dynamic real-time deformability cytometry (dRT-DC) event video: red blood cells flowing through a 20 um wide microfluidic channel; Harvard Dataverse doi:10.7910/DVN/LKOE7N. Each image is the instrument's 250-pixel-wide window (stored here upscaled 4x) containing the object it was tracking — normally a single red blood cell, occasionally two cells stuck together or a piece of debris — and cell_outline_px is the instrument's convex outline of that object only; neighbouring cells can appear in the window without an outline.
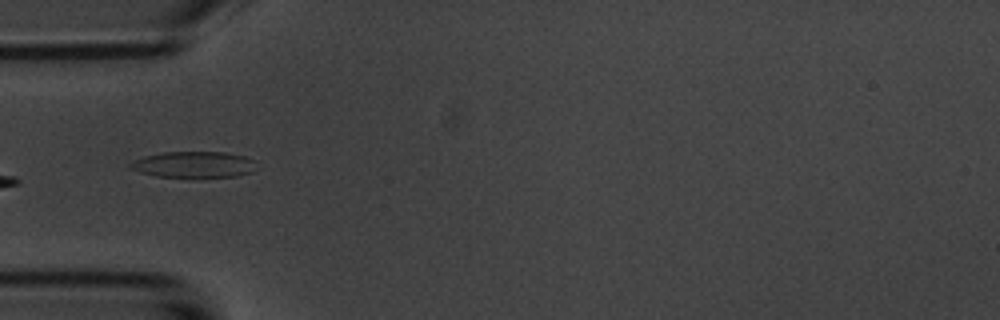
{"species": "common noctule bat (a hibernating species)", "species_latin": "Nyctalus noctula", "temperature_condition": "room temperature", "stored_images_in_passage": 15, "camera_frame_rate_fps": 3000, "um_per_image_px": 0.085, "animal": {"sex": "male", "body_mass_g": 20.1, "forearm_length_mm": 53.5}, "frame": {"image": 1, "passage_image": 5, "time_ms": 5.667, "image_size_px": [1000, 320], "cell_outline_px": [[256, 160], [252, 172], [236, 176], [192, 180], [188, 180], [156, 176], [140, 172], [132, 168], [128, 164], [132, 160], [144, 156], [164, 152], [224, 152], [248, 156]], "centroid_in_image_um": [16.49, 14.03], "position_along_channel_um": 68.5, "area_um2": 20.23}}
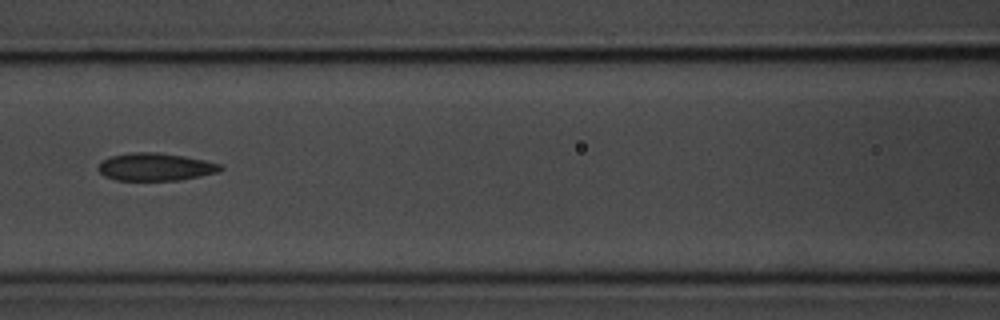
{"frame": {"image": 2, "passage_image": 7, "time_ms": 8.0, "image_size_px": [1000, 320], "cell_outline_px": [[224, 168], [216, 172], [200, 176], [180, 180], [116, 180], [104, 176], [96, 168], [100, 160], [108, 156], [128, 152], [156, 152], [184, 156], [204, 160], [220, 164]], "centroid_in_image_um": [13.13, 14.17], "position_along_channel_um": 153.5, "area_um2": 19.88}}
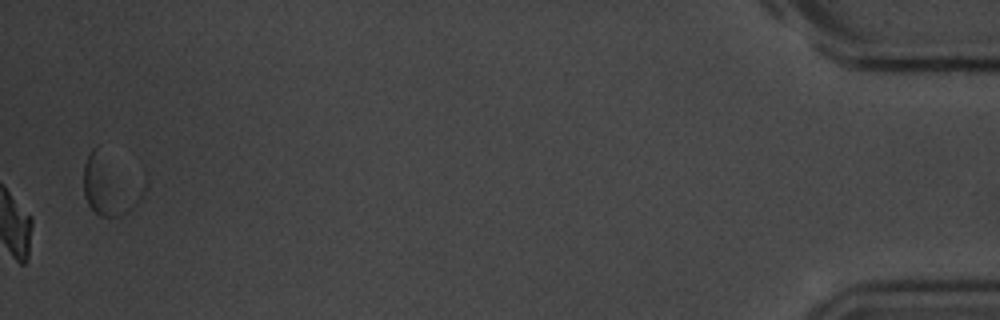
{"frame": {"image": 3, "passage_image": 15, "time_ms": 18.0, "image_size_px": [1000, 320], "cell_outline_px": [[144, 192], [140, 200], [124, 216], [100, 216], [88, 204], [84, 196], [84, 164], [92, 148], [96, 148], [144, 184]], "centroid_in_image_um": [9.33, 15.82], "position_along_channel_um": 425.9, "area_um2": 20.29}, "authors_computed_cell_mechanics": {"area_um2": 19.8832, "velocity_mm_per_s": 3.6241, "shape_relaxation_time_tau1_ms": null, "shape_relaxation_time_tau2_ms": 2.9679, "deformation_change_tau1": null, "deformation_change_tau2": 0.0788}}